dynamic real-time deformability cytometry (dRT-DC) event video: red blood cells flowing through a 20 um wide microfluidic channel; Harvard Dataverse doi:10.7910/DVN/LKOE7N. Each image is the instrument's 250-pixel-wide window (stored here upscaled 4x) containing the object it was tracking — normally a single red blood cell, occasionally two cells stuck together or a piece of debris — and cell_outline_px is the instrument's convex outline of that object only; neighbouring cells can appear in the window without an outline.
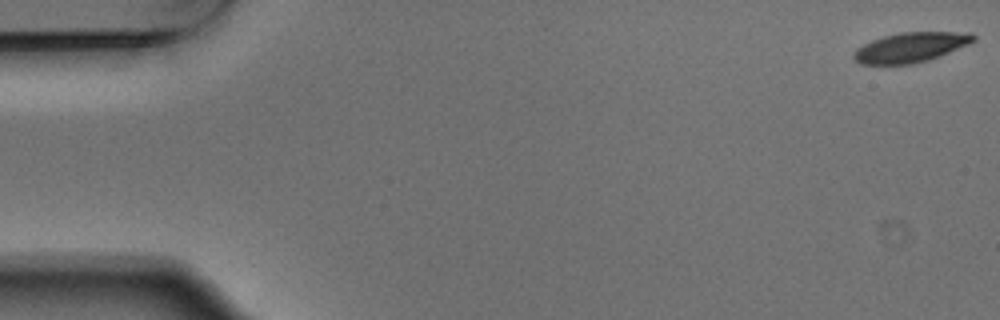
{"species": "Egyptian fruit bat (a non-hibernating species)", "species_latin": "Rousettus aegyptiacus", "temperature_condition": "warm", "stored_images_in_passage": 6, "camera_frame_rate_fps": 3000, "um_per_image_px": 0.085, "animal": {"sex": "male"}, "frame": {"image": 1, "passage_image": 1, "time_ms": 0.0, "image_size_px": [1000, 320], "cell_outline_px": [[976, 40], [968, 44], [940, 56], [928, 60], [912, 64], [860, 64], [852, 56], [852, 52], [856, 48], [872, 40], [884, 36], [900, 32], [972, 32], [976, 36]], "centroid_in_image_um": [77.41, 4.02], "position_along_channel_um": 7.6, "area_um2": 20.87}}
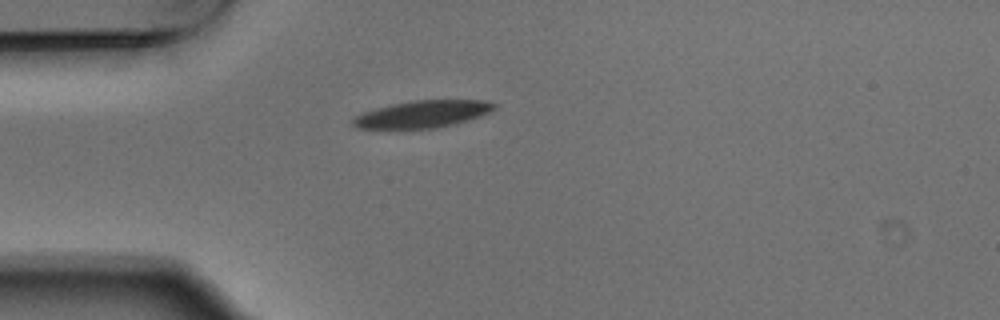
{"frame": {"image": 2, "passage_image": 4, "time_ms": 1.0, "image_size_px": [1000, 320], "cell_outline_px": [[496, 108], [480, 116], [468, 120], [452, 124], [432, 128], [356, 128], [352, 124], [352, 120], [356, 116], [364, 112], [376, 108], [392, 104], [416, 100], [488, 100], [496, 104]], "centroid_in_image_um": [35.94, 9.69], "position_along_channel_um": 49.1, "area_um2": 22.02}}
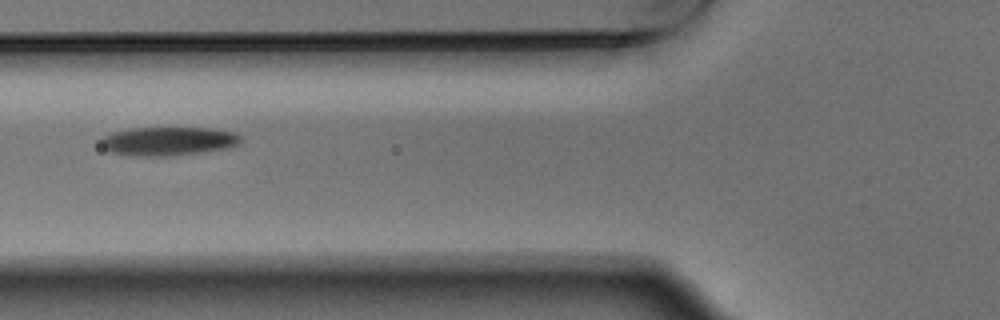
{"frame": {"image": 3, "passage_image": 6, "time_ms": 1.667, "image_size_px": [1000, 320], "cell_outline_px": [[240, 140], [236, 144], [224, 148], [200, 152], [172, 156], [128, 156], [108, 152], [100, 144], [100, 140], [104, 136], [112, 132], [132, 128], [212, 128], [236, 132], [240, 136]], "centroid_in_image_um": [14.22, 12.0], "position_along_channel_um": 111.6, "area_um2": 23.41}}